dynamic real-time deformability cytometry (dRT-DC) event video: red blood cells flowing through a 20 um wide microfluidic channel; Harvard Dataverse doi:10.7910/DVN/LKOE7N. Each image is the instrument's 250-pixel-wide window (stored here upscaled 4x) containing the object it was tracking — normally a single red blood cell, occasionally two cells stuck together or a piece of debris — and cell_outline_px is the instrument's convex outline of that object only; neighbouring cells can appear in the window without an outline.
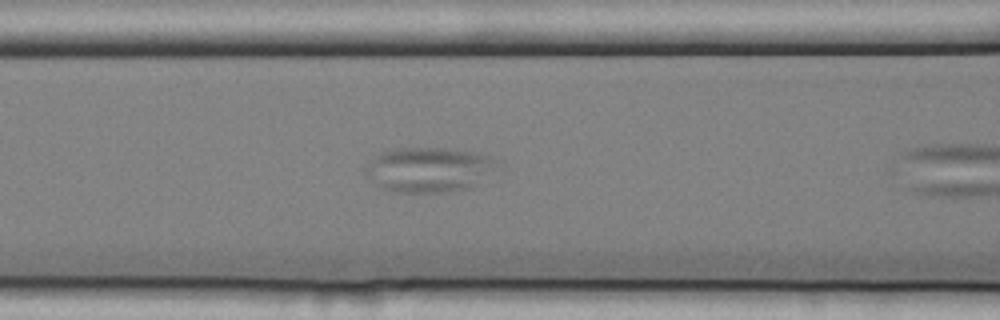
{"species": "common noctule bat (a hibernating species)", "species_latin": "Nyctalus noctula", "temperature_condition": "cold", "stored_images_in_passage": 6, "camera_frame_rate_fps": 3000, "um_per_image_px": 0.085, "animal": {"sex": "female", "body_mass_g": 25.1}, "frame": {"image": 1, "passage_image": 5, "time_ms": 1.333, "image_size_px": [1000, 320], "cell_outline_px": [[492, 160], [468, 188], [448, 192], [396, 192], [384, 188], [376, 184], [368, 176], [364, 168], [380, 152], [396, 148], [444, 148], [472, 152], [488, 156]], "centroid_in_image_um": [36.22, 14.41], "position_along_channel_um": 130.4, "area_um2": 32.48}}